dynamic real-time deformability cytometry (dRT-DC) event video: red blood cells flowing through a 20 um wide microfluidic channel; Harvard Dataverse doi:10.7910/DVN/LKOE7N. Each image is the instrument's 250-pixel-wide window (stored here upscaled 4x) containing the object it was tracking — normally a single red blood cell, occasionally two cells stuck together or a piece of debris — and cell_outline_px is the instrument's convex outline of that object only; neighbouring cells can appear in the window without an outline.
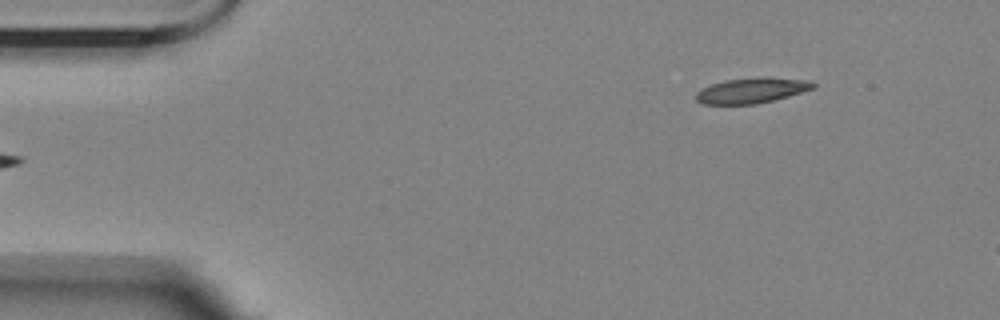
{"species": "Egyptian fruit bat (a non-hibernating species)", "species_latin": "Rousettus aegyptiacus", "temperature_condition": "room temperature", "stored_images_in_passage": 5, "segment_of_instrument_passage": [2, 2], "camera_frame_rate_fps": 3000, "um_per_image_px": 0.085, "animal": {"sex": "female"}, "frame": {"image": 1, "passage_image": 5, "time_ms": 5.333, "image_size_px": [1000, 320], "cell_outline_px": [[816, 88], [788, 96], [756, 104], [700, 104], [696, 100], [696, 92], [712, 84], [724, 80], [800, 80], [816, 84]], "centroid_in_image_um": [63.79, 7.76], "position_along_channel_um": 21.2, "area_um2": 16.07}}